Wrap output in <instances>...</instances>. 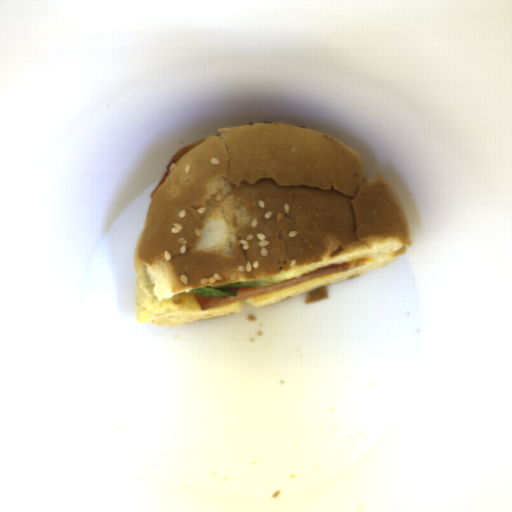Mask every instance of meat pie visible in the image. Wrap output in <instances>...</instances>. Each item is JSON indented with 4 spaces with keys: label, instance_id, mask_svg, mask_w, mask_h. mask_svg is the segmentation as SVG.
<instances>
[{
    "label": "meat pie",
    "instance_id": "meat-pie-3",
    "mask_svg": "<svg viewBox=\"0 0 512 512\" xmlns=\"http://www.w3.org/2000/svg\"><path fill=\"white\" fill-rule=\"evenodd\" d=\"M220 289H221V290H229V291H231V293H234V294H235V293H236V291H237V289H236V287H235V286H230V285H227L226 287H222V288H220Z\"/></svg>",
    "mask_w": 512,
    "mask_h": 512
},
{
    "label": "meat pie",
    "instance_id": "meat-pie-2",
    "mask_svg": "<svg viewBox=\"0 0 512 512\" xmlns=\"http://www.w3.org/2000/svg\"><path fill=\"white\" fill-rule=\"evenodd\" d=\"M207 139H202V140H199L197 142H194V143H191L189 145H186V146H183L182 148H180L178 151H176L174 153V155L171 157V159L168 161L167 165H166V168L159 180V182L157 183V185L154 187V189L152 190V192L150 193L149 197H150V200L152 199V197L157 193V191L164 185V183L167 181L168 179V175H169V172H170V168L173 164H176L182 157H184L189 151H191L192 149L198 147L199 145H201L203 142H205Z\"/></svg>",
    "mask_w": 512,
    "mask_h": 512
},
{
    "label": "meat pie",
    "instance_id": "meat-pie-1",
    "mask_svg": "<svg viewBox=\"0 0 512 512\" xmlns=\"http://www.w3.org/2000/svg\"><path fill=\"white\" fill-rule=\"evenodd\" d=\"M349 263L341 262L321 266L313 271L303 273L300 277L271 283L268 288L239 287L237 296H201L195 294V300L200 311H206L221 307L238 301H244L264 294L286 289L304 282L315 280L329 275L343 274L348 272Z\"/></svg>",
    "mask_w": 512,
    "mask_h": 512
}]
</instances>
